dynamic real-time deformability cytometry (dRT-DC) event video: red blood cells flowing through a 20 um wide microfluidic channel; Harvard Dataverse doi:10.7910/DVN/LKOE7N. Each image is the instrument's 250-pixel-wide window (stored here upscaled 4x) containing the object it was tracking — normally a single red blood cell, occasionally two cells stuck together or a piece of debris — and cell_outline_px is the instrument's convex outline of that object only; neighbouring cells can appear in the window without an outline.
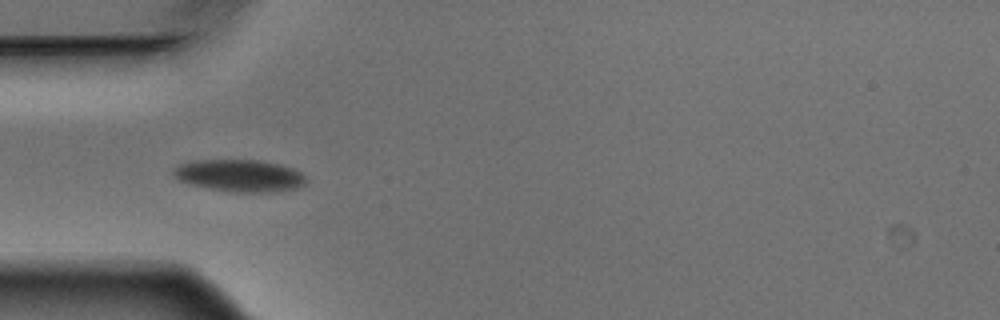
{"species": "Egyptian fruit bat (a non-hibernating species)", "species_latin": "Rousettus aegyptiacus", "temperature_condition": "warm", "stored_images_in_passage": 4, "camera_frame_rate_fps": 3000, "um_per_image_px": 0.085, "animal": {"sex": "male"}, "frame": {"image": 1, "passage_image": 4, "time_ms": 1.0, "image_size_px": [1000, 320], "cell_outline_px": [[304, 184], [296, 188], [272, 192], [232, 192], [208, 188], [188, 184], [172, 176], [172, 168], [180, 164], [192, 160], [256, 160], [280, 164], [292, 168], [300, 172], [304, 176]], "centroid_in_image_um": [20.3, 14.92], "position_along_channel_um": 64.7, "area_um2": 24.85}}